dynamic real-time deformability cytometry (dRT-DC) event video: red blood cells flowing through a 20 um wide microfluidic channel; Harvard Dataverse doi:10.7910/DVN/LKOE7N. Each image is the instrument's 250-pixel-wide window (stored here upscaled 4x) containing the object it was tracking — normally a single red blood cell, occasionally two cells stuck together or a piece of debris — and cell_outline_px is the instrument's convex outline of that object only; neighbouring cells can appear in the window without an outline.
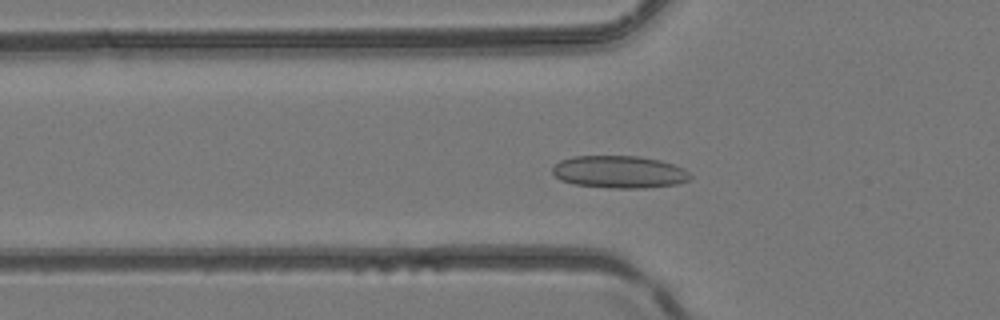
{"species": "common noctule bat (a hibernating species)", "species_latin": "Nyctalus noctula", "temperature_condition": "room temperature", "stored_images_in_passage": 30, "camera_frame_rate_fps": 3000, "um_per_image_px": 0.085, "animal": {"sex": "female", "body_mass_g": 24.6, "forearm_length_mm": 56.2}, "frame": {"image": 1, "passage_image": 2, "time_ms": 0.333, "image_size_px": [1000, 320], "cell_outline_px": [[692, 180], [676, 184], [644, 188], [608, 188], [572, 184], [560, 180], [552, 172], [552, 168], [560, 160], [572, 156], [640, 156], [660, 160], [684, 168], [692, 176]], "centroid_in_image_um": [52.64, 14.62], "position_along_channel_um": 73.2, "area_um2": 26.24}}
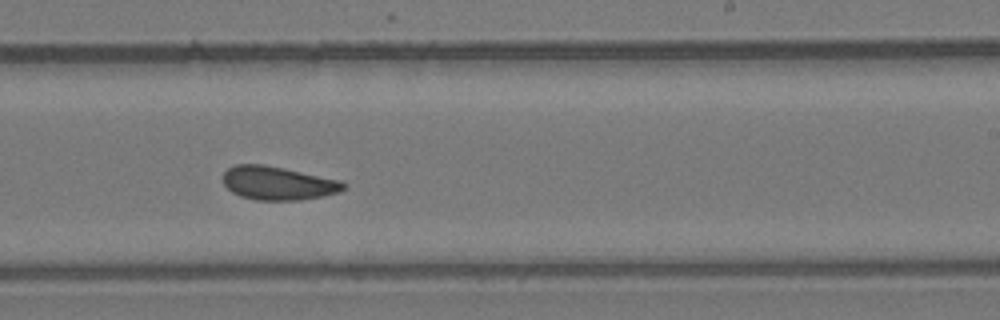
{"frame": {"image": 2, "passage_image": 14, "time_ms": 4.333, "image_size_px": [1000, 320], "cell_outline_px": [[348, 184], [340, 192], [300, 200], [256, 200], [240, 196], [232, 192], [224, 184], [224, 172], [228, 168], [236, 164], [264, 164], [284, 168], [340, 180]], "centroid_in_image_um": [23.62, 15.56], "position_along_channel_um": 265.4, "area_um2": 23.47}}
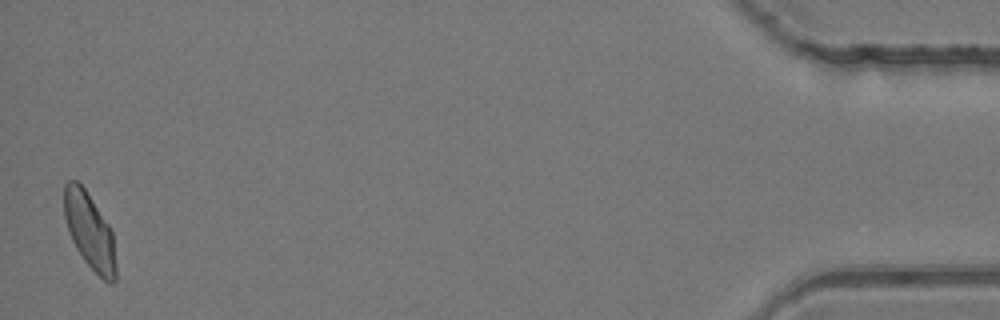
{"frame": {"image": 3, "passage_image": 30, "time_ms": 9.667, "image_size_px": [1000, 320], "cell_outline_px": [[116, 280], [112, 284], [108, 284], [84, 260], [76, 248], [72, 240], [64, 216], [64, 184], [68, 180], [76, 180], [84, 188], [112, 228], [116, 264]], "centroid_in_image_um": [7.64, 19.64], "position_along_channel_um": 427.6, "area_um2": 22.95}}